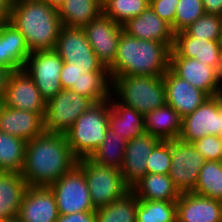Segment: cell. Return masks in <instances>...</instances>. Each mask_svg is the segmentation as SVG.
Masks as SVG:
<instances>
[{"label":"cell","mask_w":222,"mask_h":222,"mask_svg":"<svg viewBox=\"0 0 222 222\" xmlns=\"http://www.w3.org/2000/svg\"><path fill=\"white\" fill-rule=\"evenodd\" d=\"M65 134L47 133L27 141L21 175L27 186L49 187L77 165Z\"/></svg>","instance_id":"1"},{"label":"cell","mask_w":222,"mask_h":222,"mask_svg":"<svg viewBox=\"0 0 222 222\" xmlns=\"http://www.w3.org/2000/svg\"><path fill=\"white\" fill-rule=\"evenodd\" d=\"M171 50L166 43L137 39L123 31L108 68L111 80L118 76H163L170 68Z\"/></svg>","instance_id":"2"},{"label":"cell","mask_w":222,"mask_h":222,"mask_svg":"<svg viewBox=\"0 0 222 222\" xmlns=\"http://www.w3.org/2000/svg\"><path fill=\"white\" fill-rule=\"evenodd\" d=\"M10 22L24 35L31 52L54 50L63 27L58 9L45 0H12Z\"/></svg>","instance_id":"3"},{"label":"cell","mask_w":222,"mask_h":222,"mask_svg":"<svg viewBox=\"0 0 222 222\" xmlns=\"http://www.w3.org/2000/svg\"><path fill=\"white\" fill-rule=\"evenodd\" d=\"M112 95L144 115L166 104L163 76H118L112 81Z\"/></svg>","instance_id":"4"},{"label":"cell","mask_w":222,"mask_h":222,"mask_svg":"<svg viewBox=\"0 0 222 222\" xmlns=\"http://www.w3.org/2000/svg\"><path fill=\"white\" fill-rule=\"evenodd\" d=\"M108 116L109 100L95 103L64 133L73 155L78 160L90 158L104 142L108 129Z\"/></svg>","instance_id":"5"},{"label":"cell","mask_w":222,"mask_h":222,"mask_svg":"<svg viewBox=\"0 0 222 222\" xmlns=\"http://www.w3.org/2000/svg\"><path fill=\"white\" fill-rule=\"evenodd\" d=\"M76 166L84 173L95 209L107 206L131 191L118 168L99 165L90 158L79 159Z\"/></svg>","instance_id":"6"},{"label":"cell","mask_w":222,"mask_h":222,"mask_svg":"<svg viewBox=\"0 0 222 222\" xmlns=\"http://www.w3.org/2000/svg\"><path fill=\"white\" fill-rule=\"evenodd\" d=\"M95 103L88 97L71 89L61 91L46 102L44 114V131L64 134L77 118Z\"/></svg>","instance_id":"7"},{"label":"cell","mask_w":222,"mask_h":222,"mask_svg":"<svg viewBox=\"0 0 222 222\" xmlns=\"http://www.w3.org/2000/svg\"><path fill=\"white\" fill-rule=\"evenodd\" d=\"M54 51L63 62H71L87 73L109 72L94 53L83 28L63 26Z\"/></svg>","instance_id":"8"},{"label":"cell","mask_w":222,"mask_h":222,"mask_svg":"<svg viewBox=\"0 0 222 222\" xmlns=\"http://www.w3.org/2000/svg\"><path fill=\"white\" fill-rule=\"evenodd\" d=\"M59 214L95 211L84 173L75 166L51 184Z\"/></svg>","instance_id":"9"},{"label":"cell","mask_w":222,"mask_h":222,"mask_svg":"<svg viewBox=\"0 0 222 222\" xmlns=\"http://www.w3.org/2000/svg\"><path fill=\"white\" fill-rule=\"evenodd\" d=\"M63 63L54 50L31 52L27 58L23 69L31 77L46 102L62 89L60 73Z\"/></svg>","instance_id":"10"},{"label":"cell","mask_w":222,"mask_h":222,"mask_svg":"<svg viewBox=\"0 0 222 222\" xmlns=\"http://www.w3.org/2000/svg\"><path fill=\"white\" fill-rule=\"evenodd\" d=\"M171 167L169 177L180 193L192 192L198 180L200 169L206 162L193 143L180 139L171 140Z\"/></svg>","instance_id":"11"},{"label":"cell","mask_w":222,"mask_h":222,"mask_svg":"<svg viewBox=\"0 0 222 222\" xmlns=\"http://www.w3.org/2000/svg\"><path fill=\"white\" fill-rule=\"evenodd\" d=\"M87 40L104 67L109 68L115 59L123 25L103 13L83 27Z\"/></svg>","instance_id":"12"},{"label":"cell","mask_w":222,"mask_h":222,"mask_svg":"<svg viewBox=\"0 0 222 222\" xmlns=\"http://www.w3.org/2000/svg\"><path fill=\"white\" fill-rule=\"evenodd\" d=\"M207 135L222 136V112L213 97H208L193 113L182 118L179 139L193 143Z\"/></svg>","instance_id":"13"},{"label":"cell","mask_w":222,"mask_h":222,"mask_svg":"<svg viewBox=\"0 0 222 222\" xmlns=\"http://www.w3.org/2000/svg\"><path fill=\"white\" fill-rule=\"evenodd\" d=\"M5 106L33 113H45L46 101L24 69L13 71L2 102Z\"/></svg>","instance_id":"14"},{"label":"cell","mask_w":222,"mask_h":222,"mask_svg":"<svg viewBox=\"0 0 222 222\" xmlns=\"http://www.w3.org/2000/svg\"><path fill=\"white\" fill-rule=\"evenodd\" d=\"M59 215L50 187L27 186L17 217L21 222H57Z\"/></svg>","instance_id":"15"},{"label":"cell","mask_w":222,"mask_h":222,"mask_svg":"<svg viewBox=\"0 0 222 222\" xmlns=\"http://www.w3.org/2000/svg\"><path fill=\"white\" fill-rule=\"evenodd\" d=\"M170 57L195 58L222 73V45L219 40H204L188 36L184 31L177 32Z\"/></svg>","instance_id":"16"},{"label":"cell","mask_w":222,"mask_h":222,"mask_svg":"<svg viewBox=\"0 0 222 222\" xmlns=\"http://www.w3.org/2000/svg\"><path fill=\"white\" fill-rule=\"evenodd\" d=\"M166 104L184 118L193 113L209 96L188 81L177 76L170 68L163 75Z\"/></svg>","instance_id":"17"},{"label":"cell","mask_w":222,"mask_h":222,"mask_svg":"<svg viewBox=\"0 0 222 222\" xmlns=\"http://www.w3.org/2000/svg\"><path fill=\"white\" fill-rule=\"evenodd\" d=\"M160 141L147 133L127 141L120 171L130 187L147 174V159Z\"/></svg>","instance_id":"18"},{"label":"cell","mask_w":222,"mask_h":222,"mask_svg":"<svg viewBox=\"0 0 222 222\" xmlns=\"http://www.w3.org/2000/svg\"><path fill=\"white\" fill-rule=\"evenodd\" d=\"M124 32L129 36L174 45L175 33L165 20L161 19L149 5L139 16L123 24Z\"/></svg>","instance_id":"19"},{"label":"cell","mask_w":222,"mask_h":222,"mask_svg":"<svg viewBox=\"0 0 222 222\" xmlns=\"http://www.w3.org/2000/svg\"><path fill=\"white\" fill-rule=\"evenodd\" d=\"M177 222H222V202L194 192L181 193L176 201Z\"/></svg>","instance_id":"20"},{"label":"cell","mask_w":222,"mask_h":222,"mask_svg":"<svg viewBox=\"0 0 222 222\" xmlns=\"http://www.w3.org/2000/svg\"><path fill=\"white\" fill-rule=\"evenodd\" d=\"M44 114L7 107L0 103V131L31 141L44 133Z\"/></svg>","instance_id":"21"},{"label":"cell","mask_w":222,"mask_h":222,"mask_svg":"<svg viewBox=\"0 0 222 222\" xmlns=\"http://www.w3.org/2000/svg\"><path fill=\"white\" fill-rule=\"evenodd\" d=\"M170 69L209 97L213 96L220 85V73L195 58L170 57Z\"/></svg>","instance_id":"22"},{"label":"cell","mask_w":222,"mask_h":222,"mask_svg":"<svg viewBox=\"0 0 222 222\" xmlns=\"http://www.w3.org/2000/svg\"><path fill=\"white\" fill-rule=\"evenodd\" d=\"M30 54L21 31L10 21L3 23L0 26V67L12 72L21 70Z\"/></svg>","instance_id":"23"},{"label":"cell","mask_w":222,"mask_h":222,"mask_svg":"<svg viewBox=\"0 0 222 222\" xmlns=\"http://www.w3.org/2000/svg\"><path fill=\"white\" fill-rule=\"evenodd\" d=\"M108 128L130 141L146 133L145 115L121 104L111 95L109 99Z\"/></svg>","instance_id":"24"},{"label":"cell","mask_w":222,"mask_h":222,"mask_svg":"<svg viewBox=\"0 0 222 222\" xmlns=\"http://www.w3.org/2000/svg\"><path fill=\"white\" fill-rule=\"evenodd\" d=\"M26 188L21 173L0 171V221L18 217Z\"/></svg>","instance_id":"25"},{"label":"cell","mask_w":222,"mask_h":222,"mask_svg":"<svg viewBox=\"0 0 222 222\" xmlns=\"http://www.w3.org/2000/svg\"><path fill=\"white\" fill-rule=\"evenodd\" d=\"M182 117L168 104L145 115L146 133L161 141L179 139Z\"/></svg>","instance_id":"26"},{"label":"cell","mask_w":222,"mask_h":222,"mask_svg":"<svg viewBox=\"0 0 222 222\" xmlns=\"http://www.w3.org/2000/svg\"><path fill=\"white\" fill-rule=\"evenodd\" d=\"M138 199L148 201H177L180 196L169 175L147 173L132 187Z\"/></svg>","instance_id":"27"},{"label":"cell","mask_w":222,"mask_h":222,"mask_svg":"<svg viewBox=\"0 0 222 222\" xmlns=\"http://www.w3.org/2000/svg\"><path fill=\"white\" fill-rule=\"evenodd\" d=\"M64 27L83 28L103 13L99 0H65L58 10Z\"/></svg>","instance_id":"28"},{"label":"cell","mask_w":222,"mask_h":222,"mask_svg":"<svg viewBox=\"0 0 222 222\" xmlns=\"http://www.w3.org/2000/svg\"><path fill=\"white\" fill-rule=\"evenodd\" d=\"M138 198L129 191L107 206L97 208L96 222H136Z\"/></svg>","instance_id":"29"},{"label":"cell","mask_w":222,"mask_h":222,"mask_svg":"<svg viewBox=\"0 0 222 222\" xmlns=\"http://www.w3.org/2000/svg\"><path fill=\"white\" fill-rule=\"evenodd\" d=\"M127 140L111 129H107L104 142L90 156L95 163L121 169Z\"/></svg>","instance_id":"30"},{"label":"cell","mask_w":222,"mask_h":222,"mask_svg":"<svg viewBox=\"0 0 222 222\" xmlns=\"http://www.w3.org/2000/svg\"><path fill=\"white\" fill-rule=\"evenodd\" d=\"M26 143L20 137L0 131V171L22 172Z\"/></svg>","instance_id":"31"},{"label":"cell","mask_w":222,"mask_h":222,"mask_svg":"<svg viewBox=\"0 0 222 222\" xmlns=\"http://www.w3.org/2000/svg\"><path fill=\"white\" fill-rule=\"evenodd\" d=\"M76 93L90 98L94 103L104 102L112 95V80L109 72L83 73Z\"/></svg>","instance_id":"32"},{"label":"cell","mask_w":222,"mask_h":222,"mask_svg":"<svg viewBox=\"0 0 222 222\" xmlns=\"http://www.w3.org/2000/svg\"><path fill=\"white\" fill-rule=\"evenodd\" d=\"M222 201V161H206L200 169L197 185L192 191Z\"/></svg>","instance_id":"33"},{"label":"cell","mask_w":222,"mask_h":222,"mask_svg":"<svg viewBox=\"0 0 222 222\" xmlns=\"http://www.w3.org/2000/svg\"><path fill=\"white\" fill-rule=\"evenodd\" d=\"M136 222H177L176 201L138 199Z\"/></svg>","instance_id":"34"},{"label":"cell","mask_w":222,"mask_h":222,"mask_svg":"<svg viewBox=\"0 0 222 222\" xmlns=\"http://www.w3.org/2000/svg\"><path fill=\"white\" fill-rule=\"evenodd\" d=\"M149 4V0H109L103 5V14L123 25L139 16Z\"/></svg>","instance_id":"35"},{"label":"cell","mask_w":222,"mask_h":222,"mask_svg":"<svg viewBox=\"0 0 222 222\" xmlns=\"http://www.w3.org/2000/svg\"><path fill=\"white\" fill-rule=\"evenodd\" d=\"M222 17L204 14L183 31L191 37L204 40H220Z\"/></svg>","instance_id":"36"},{"label":"cell","mask_w":222,"mask_h":222,"mask_svg":"<svg viewBox=\"0 0 222 222\" xmlns=\"http://www.w3.org/2000/svg\"><path fill=\"white\" fill-rule=\"evenodd\" d=\"M204 14L202 0H179L175 13V33L183 31Z\"/></svg>","instance_id":"37"},{"label":"cell","mask_w":222,"mask_h":222,"mask_svg":"<svg viewBox=\"0 0 222 222\" xmlns=\"http://www.w3.org/2000/svg\"><path fill=\"white\" fill-rule=\"evenodd\" d=\"M171 161V141H160L147 159V173L168 175Z\"/></svg>","instance_id":"38"},{"label":"cell","mask_w":222,"mask_h":222,"mask_svg":"<svg viewBox=\"0 0 222 222\" xmlns=\"http://www.w3.org/2000/svg\"><path fill=\"white\" fill-rule=\"evenodd\" d=\"M206 161H222V140L220 136L207 135L193 142Z\"/></svg>","instance_id":"39"},{"label":"cell","mask_w":222,"mask_h":222,"mask_svg":"<svg viewBox=\"0 0 222 222\" xmlns=\"http://www.w3.org/2000/svg\"><path fill=\"white\" fill-rule=\"evenodd\" d=\"M179 0H151L150 6L154 12L172 27L175 33V13Z\"/></svg>","instance_id":"40"},{"label":"cell","mask_w":222,"mask_h":222,"mask_svg":"<svg viewBox=\"0 0 222 222\" xmlns=\"http://www.w3.org/2000/svg\"><path fill=\"white\" fill-rule=\"evenodd\" d=\"M85 70H81L73 63H63L60 81L63 89L79 90V80Z\"/></svg>","instance_id":"41"},{"label":"cell","mask_w":222,"mask_h":222,"mask_svg":"<svg viewBox=\"0 0 222 222\" xmlns=\"http://www.w3.org/2000/svg\"><path fill=\"white\" fill-rule=\"evenodd\" d=\"M57 222H96V213L95 211H83L68 215L60 214Z\"/></svg>","instance_id":"42"},{"label":"cell","mask_w":222,"mask_h":222,"mask_svg":"<svg viewBox=\"0 0 222 222\" xmlns=\"http://www.w3.org/2000/svg\"><path fill=\"white\" fill-rule=\"evenodd\" d=\"M205 14L222 17V0H202Z\"/></svg>","instance_id":"43"},{"label":"cell","mask_w":222,"mask_h":222,"mask_svg":"<svg viewBox=\"0 0 222 222\" xmlns=\"http://www.w3.org/2000/svg\"><path fill=\"white\" fill-rule=\"evenodd\" d=\"M11 73L12 71L10 69L0 67V103L3 102Z\"/></svg>","instance_id":"44"},{"label":"cell","mask_w":222,"mask_h":222,"mask_svg":"<svg viewBox=\"0 0 222 222\" xmlns=\"http://www.w3.org/2000/svg\"><path fill=\"white\" fill-rule=\"evenodd\" d=\"M12 0H0V26L10 21Z\"/></svg>","instance_id":"45"},{"label":"cell","mask_w":222,"mask_h":222,"mask_svg":"<svg viewBox=\"0 0 222 222\" xmlns=\"http://www.w3.org/2000/svg\"><path fill=\"white\" fill-rule=\"evenodd\" d=\"M212 97L217 102L218 108L222 112V85L221 84L215 90Z\"/></svg>","instance_id":"46"},{"label":"cell","mask_w":222,"mask_h":222,"mask_svg":"<svg viewBox=\"0 0 222 222\" xmlns=\"http://www.w3.org/2000/svg\"><path fill=\"white\" fill-rule=\"evenodd\" d=\"M51 7L59 10V8L64 4L65 0H45Z\"/></svg>","instance_id":"47"},{"label":"cell","mask_w":222,"mask_h":222,"mask_svg":"<svg viewBox=\"0 0 222 222\" xmlns=\"http://www.w3.org/2000/svg\"><path fill=\"white\" fill-rule=\"evenodd\" d=\"M0 222H21L18 218L5 219Z\"/></svg>","instance_id":"48"},{"label":"cell","mask_w":222,"mask_h":222,"mask_svg":"<svg viewBox=\"0 0 222 222\" xmlns=\"http://www.w3.org/2000/svg\"><path fill=\"white\" fill-rule=\"evenodd\" d=\"M107 1H109V0H99V2L101 3L102 6H103Z\"/></svg>","instance_id":"49"},{"label":"cell","mask_w":222,"mask_h":222,"mask_svg":"<svg viewBox=\"0 0 222 222\" xmlns=\"http://www.w3.org/2000/svg\"><path fill=\"white\" fill-rule=\"evenodd\" d=\"M219 42H220V43H221V45H222V24H221V37H220Z\"/></svg>","instance_id":"50"},{"label":"cell","mask_w":222,"mask_h":222,"mask_svg":"<svg viewBox=\"0 0 222 222\" xmlns=\"http://www.w3.org/2000/svg\"><path fill=\"white\" fill-rule=\"evenodd\" d=\"M220 84L222 85V73L220 74Z\"/></svg>","instance_id":"51"}]
</instances>
